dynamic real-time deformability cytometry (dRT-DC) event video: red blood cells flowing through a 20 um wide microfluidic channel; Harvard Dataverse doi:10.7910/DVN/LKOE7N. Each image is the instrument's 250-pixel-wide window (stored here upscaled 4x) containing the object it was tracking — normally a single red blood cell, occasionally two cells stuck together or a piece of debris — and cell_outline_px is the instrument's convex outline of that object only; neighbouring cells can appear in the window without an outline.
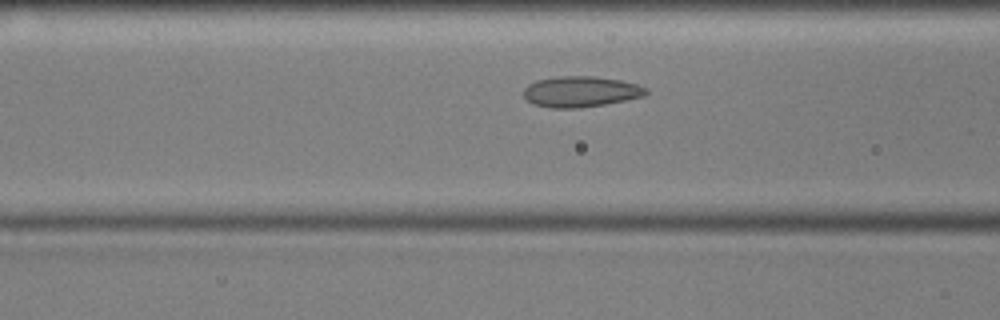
{"species": "common noctule bat (a hibernating species)", "species_latin": "Nyctalus noctula", "temperature_condition": "cold", "stored_images_in_passage": 46, "camera_frame_rate_fps": 3000, "um_per_image_px": 0.085, "animal": {"sex": "male", "body_mass_g": 17.9, "forearm_length_mm": 54.2}, "frame": {"image": 1, "passage_image": 12, "time_ms": 3.667, "image_size_px": [1000, 320], "cell_outline_px": [[648, 92], [644, 96], [604, 104], [580, 108], [552, 108], [532, 104], [524, 96], [524, 88], [528, 84], [536, 80], [560, 76], [596, 76], [620, 80], [636, 84], [648, 88]], "centroid_in_image_um": [49.35, 7.78], "position_along_channel_um": 117.3, "area_um2": 21.96}}
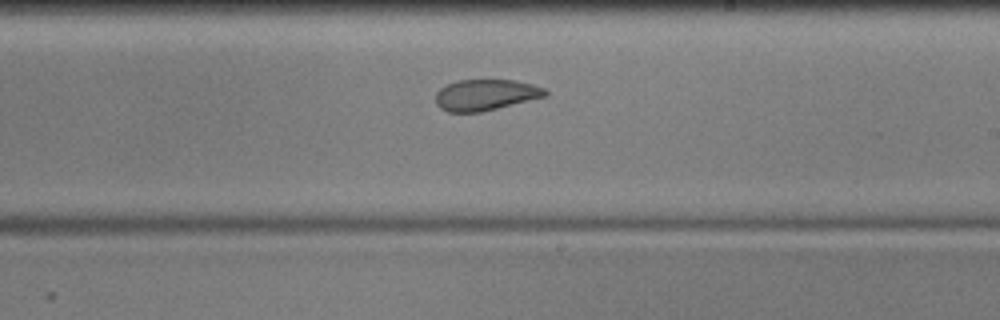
{"frame": {"image": 2, "passage_image": 23, "time_ms": 7.333, "image_size_px": [1000, 320], "cell_outline_px": [[548, 96], [480, 112], [448, 112], [440, 108], [436, 104], [436, 92], [440, 88], [456, 80], [512, 80], [532, 84], [544, 88], [548, 92]], "centroid_in_image_um": [41.27, 8.06], "position_along_channel_um": 247.7, "area_um2": 19.83}}
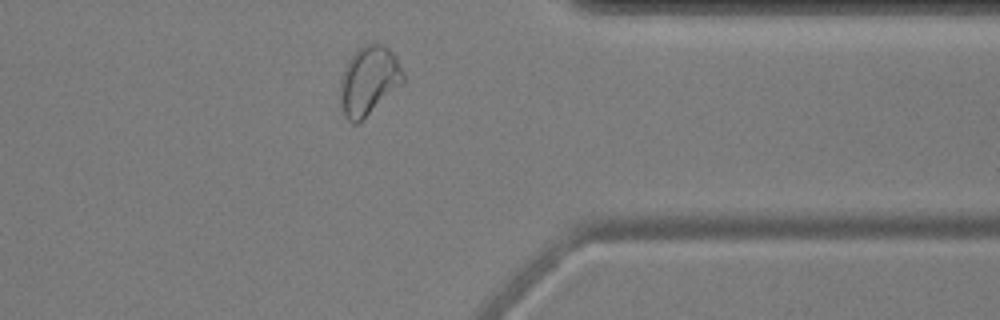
{"frame": {"image": 3, "passage_image": 35, "time_ms": 11.333, "image_size_px": [1000, 320], "cell_outline_px": [[404, 84], [356, 124], [352, 124], [344, 116], [340, 108], [340, 80], [344, 64], [364, 44], [384, 44], [396, 56], [404, 72]], "centroid_in_image_um": [31.34, 6.86], "position_along_channel_um": 380.1, "area_um2": 25.55}, "authors_computed_cell_mechanics": {"area_um2": 22.3108, "velocity_mm_per_s": 3.5623, "shape_relaxation_time_tau1_ms": null, "shape_relaxation_time_tau2_ms": 1.7896, "deformation_change_tau1": null, "deformation_change_tau2": 0.054}}